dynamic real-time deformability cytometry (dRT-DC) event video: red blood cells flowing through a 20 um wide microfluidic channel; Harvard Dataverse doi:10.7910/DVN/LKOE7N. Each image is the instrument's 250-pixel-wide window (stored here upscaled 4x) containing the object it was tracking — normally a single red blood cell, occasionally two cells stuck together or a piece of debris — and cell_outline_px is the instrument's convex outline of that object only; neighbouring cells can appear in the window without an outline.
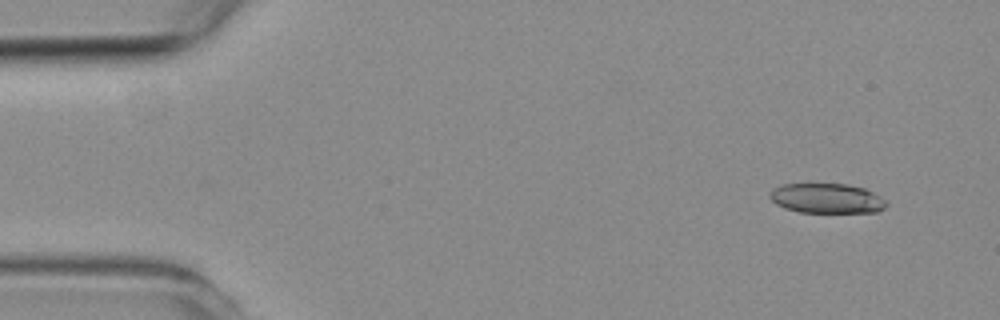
{"species": "common noctule bat (a hibernating species)", "species_latin": "Nyctalus noctula", "temperature_condition": "room temperature", "stored_images_in_passage": 4, "camera_frame_rate_fps": 3000, "um_per_image_px": 0.085, "animal": {"sex": "female", "body_mass_g": 19.3, "forearm_length_mm": 54.1}, "frame": {"image": 1, "passage_image": 2, "time_ms": 1.0, "image_size_px": [1000, 320], "cell_outline_px": [[888, 204], [884, 208], [876, 212], [800, 212], [784, 208], [776, 204], [768, 196], [776, 188], [784, 184], [844, 184], [864, 188], [880, 196]], "centroid_in_image_um": [70.29, 16.87], "position_along_channel_um": 14.7, "area_um2": 20.0}}
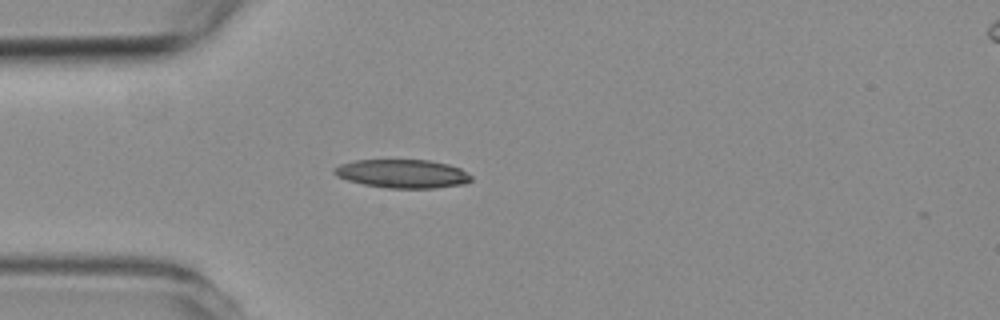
{"frame": {"image": 2, "passage_image": 4, "time_ms": 4.333, "image_size_px": [1000, 320], "cell_outline_px": [[472, 180], [464, 184], [436, 188], [388, 188], [364, 184], [348, 180], [336, 176], [332, 172], [332, 168], [340, 164], [356, 160], [428, 160], [448, 164], [460, 168], [472, 176]], "centroid_in_image_um": [34.2, 14.76], "position_along_channel_um": 50.8, "area_um2": 22.83}}